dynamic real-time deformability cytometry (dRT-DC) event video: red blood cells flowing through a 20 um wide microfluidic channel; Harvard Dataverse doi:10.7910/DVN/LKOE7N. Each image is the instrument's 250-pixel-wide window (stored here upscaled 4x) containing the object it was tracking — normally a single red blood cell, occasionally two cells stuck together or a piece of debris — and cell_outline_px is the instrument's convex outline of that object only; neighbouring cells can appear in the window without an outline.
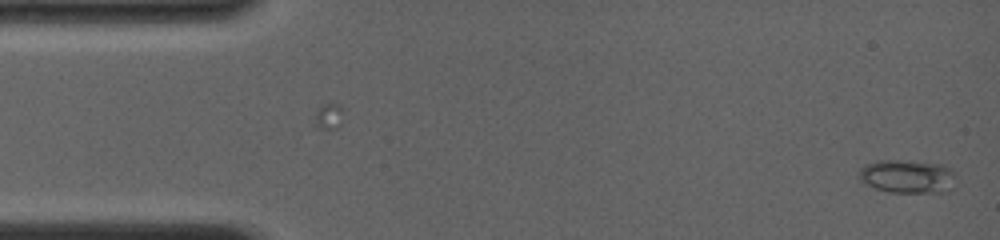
{"species": "common noctule bat (a hibernating species)", "species_latin": "Nyctalus noctula", "temperature_condition": "room temperature", "stored_images_in_passage": 6, "camera_frame_rate_fps": 4000, "um_per_image_px": 0.085, "animal": {"sex": "female", "body_mass_g": 19.0, "forearm_length_mm": 56.7}, "frame": {"image": 1, "passage_image": 6, "time_ms": 1.75, "image_size_px": [1000, 240], "cell_outline_px": [[956, 172], [944, 192], [888, 192], [876, 188], [860, 180], [860, 168], [864, 164], [876, 160], [896, 160], [944, 164]], "centroid_in_image_um": [77.07, 14.97], "position_along_channel_um": 7.9, "area_um2": 18.5}}